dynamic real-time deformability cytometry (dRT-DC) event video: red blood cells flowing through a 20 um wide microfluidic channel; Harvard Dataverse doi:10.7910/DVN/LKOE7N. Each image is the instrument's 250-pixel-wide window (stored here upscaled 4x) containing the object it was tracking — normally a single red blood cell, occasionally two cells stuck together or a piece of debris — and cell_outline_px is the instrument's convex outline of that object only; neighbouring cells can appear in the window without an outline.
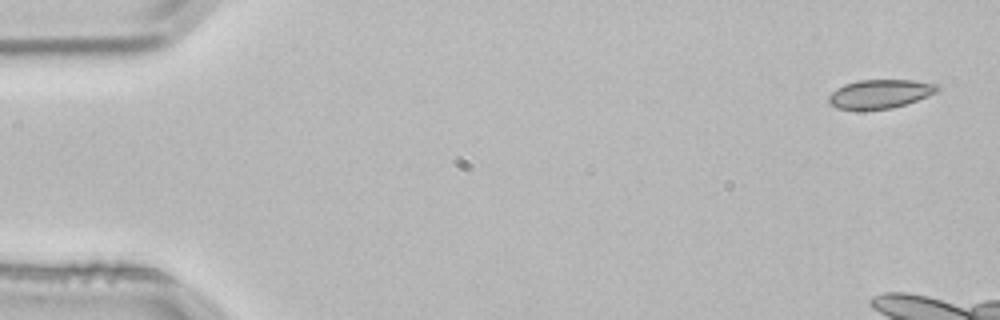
{"species": "common noctule bat (a hibernating species)", "species_latin": "Nyctalus noctula", "temperature_condition": "room temperature", "stored_images_in_passage": 4, "camera_frame_rate_fps": 3000, "um_per_image_px": 0.085, "animal": {"sex": "male", "body_mass_g": 21.5, "forearm_length_mm": 52.0}, "frame": {"image": 1, "passage_image": 1, "time_ms": 0.0, "image_size_px": [1000, 320], "cell_outline_px": [[940, 88], [936, 92], [916, 100], [892, 108], [860, 112], [856, 112], [836, 108], [828, 104], [828, 96], [836, 88], [844, 84], [856, 80], [912, 80], [936, 84]], "centroid_in_image_um": [74.69, 8.02], "position_along_channel_um": 10.3, "area_um2": 18.73}}